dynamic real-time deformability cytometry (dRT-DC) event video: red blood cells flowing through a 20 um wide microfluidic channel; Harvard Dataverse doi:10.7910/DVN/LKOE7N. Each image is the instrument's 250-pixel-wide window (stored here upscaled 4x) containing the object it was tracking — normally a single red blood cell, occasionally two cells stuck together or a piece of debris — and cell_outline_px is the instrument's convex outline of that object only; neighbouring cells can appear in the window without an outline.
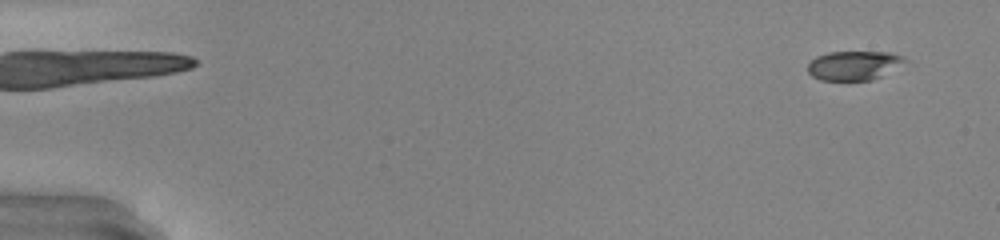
{"species": "common noctule bat (a hibernating species)", "species_latin": "Nyctalus noctula", "temperature_condition": "warm", "stored_images_in_passage": 50, "camera_frame_rate_fps": 3000, "um_per_image_px": 0.085, "animal": {"sex": "male", "body_mass_g": 20.0, "forearm_length_mm": 53.3}, "frame": {"image": 1, "passage_image": 4, "time_ms": 1.0, "image_size_px": [1000, 240], "cell_outline_px": [[908, 60], [880, 76], [872, 80], [820, 80], [812, 76], [808, 72], [808, 64], [816, 56], [828, 52], [892, 52], [904, 56]], "centroid_in_image_um": [72.56, 5.55], "position_along_channel_um": 12.4, "area_um2": 16.42}}
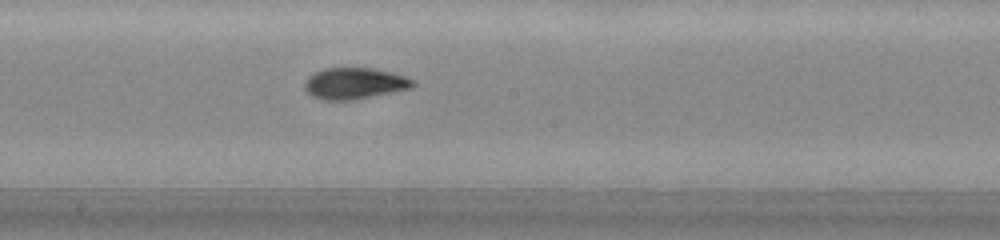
{"frame": {"image": 2, "passage_image": 29, "time_ms": 9.333, "image_size_px": [1000, 240], "cell_outline_px": [[416, 84], [412, 88], [352, 100], [324, 100], [312, 96], [304, 88], [304, 84], [308, 76], [324, 68], [372, 68], [392, 72], [416, 80]], "centroid_in_image_um": [30.15, 7.08], "position_along_channel_um": 218.0, "area_um2": 19.77}}
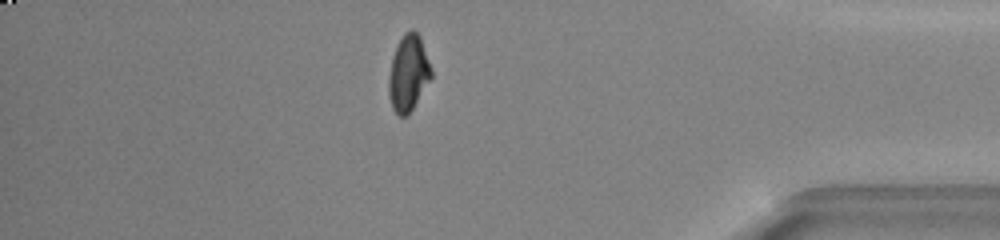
{"frame": {"image": 3, "passage_image": 44, "time_ms": 14.333, "image_size_px": [1000, 240], "cell_outline_px": [[432, 76], [408, 116], [400, 116], [392, 108], [388, 96], [388, 76], [392, 56], [404, 32], [412, 28], [420, 36], [432, 68]], "centroid_in_image_um": [34.7, 6.22], "position_along_channel_um": 400.5, "area_um2": 18.96}, "authors_computed_cell_mechanics": {"area_um2": 18.7272, "velocity_mm_per_s": 4.2728, "shape_relaxation_time_tau1_ms": 6.026, "shape_relaxation_time_tau2_ms": 1.2785, "deformation_change_tau1": 0.2419, "deformation_change_tau2": 0.0619}}